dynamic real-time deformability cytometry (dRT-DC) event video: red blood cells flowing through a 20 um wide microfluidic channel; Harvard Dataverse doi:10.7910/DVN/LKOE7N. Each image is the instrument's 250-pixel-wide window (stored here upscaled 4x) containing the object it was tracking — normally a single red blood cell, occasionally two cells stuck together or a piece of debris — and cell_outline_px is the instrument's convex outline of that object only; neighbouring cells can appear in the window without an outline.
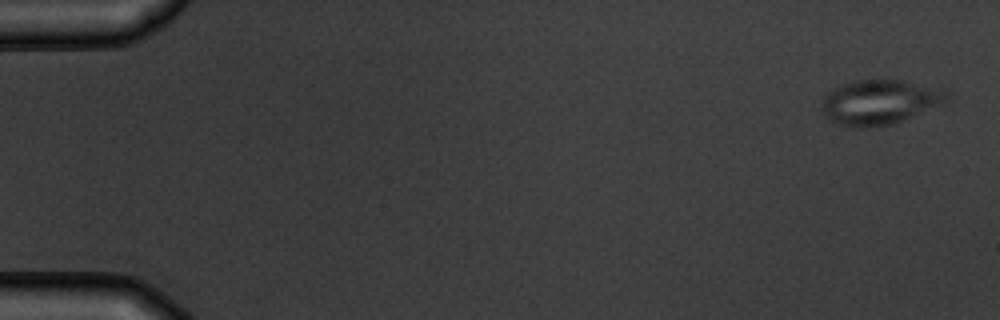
{"species": "common noctule bat (a hibernating species)", "species_latin": "Nyctalus noctula", "temperature_condition": "warm", "stored_images_in_passage": 4, "camera_frame_rate_fps": 3000, "um_per_image_px": 0.085, "animal": {"sex": "male", "body_mass_g": 19.5, "forearm_length_mm": 54.6}, "frame": {"image": 1, "passage_image": 1, "time_ms": 0.0, "image_size_px": [1000, 320], "cell_outline_px": [[948, 96], [944, 104], [892, 124], [864, 128], [860, 128], [840, 124], [828, 120], [824, 116], [820, 108], [820, 104], [824, 96], [832, 88], [840, 84], [856, 80], [904, 80], [948, 92]], "centroid_in_image_um": [74.69, 8.68], "position_along_channel_um": 10.3, "area_um2": 32.6}}